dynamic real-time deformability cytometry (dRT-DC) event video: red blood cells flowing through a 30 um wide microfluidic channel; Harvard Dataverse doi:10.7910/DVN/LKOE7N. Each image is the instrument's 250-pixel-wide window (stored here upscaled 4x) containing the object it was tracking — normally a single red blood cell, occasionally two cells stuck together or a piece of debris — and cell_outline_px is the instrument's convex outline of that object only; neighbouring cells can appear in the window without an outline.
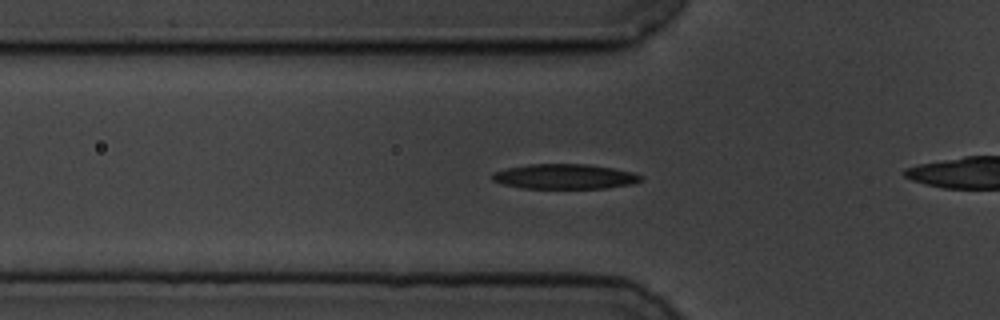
{"species": "common noctule bat (a hibernating species)", "species_latin": "Nyctalus noctula", "temperature_condition": "cold", "stored_images_in_passage": 30, "camera_frame_rate_fps": 3000, "um_per_image_px": 0.085, "animal": {"sex": "male", "body_mass_g": 19.5, "forearm_length_mm": 54.6}, "frame": {"image": 1, "passage_image": 2, "time_ms": 0.333, "image_size_px": [1000, 320], "cell_outline_px": [[644, 180], [636, 184], [604, 188], [520, 188], [504, 184], [492, 180], [492, 172], [508, 168], [532, 164], [588, 164], [612, 168], [632, 172], [644, 176]], "centroid_in_image_um": [48.06, 15.01], "position_along_channel_um": 77.7, "area_um2": 21.68}}
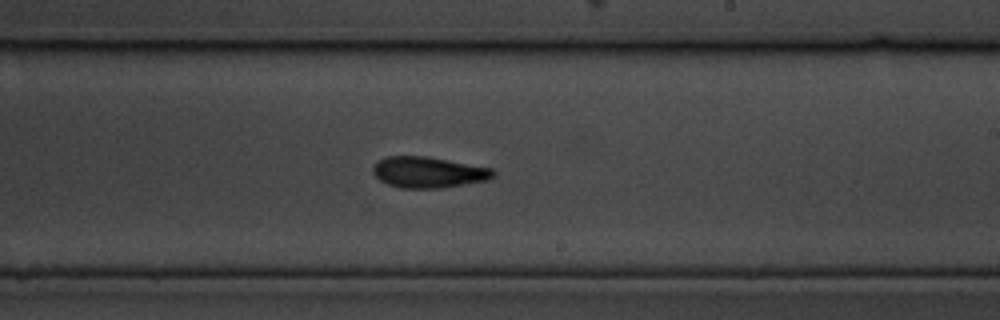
{"frame": {"image": 2, "passage_image": 17, "time_ms": 5.333, "image_size_px": [1000, 320], "cell_outline_px": [[496, 176], [488, 180], [440, 188], [400, 188], [388, 184], [380, 180], [372, 172], [372, 168], [376, 160], [388, 156], [428, 156], [492, 168], [496, 172]], "centroid_in_image_um": [36.41, 14.63], "position_along_channel_um": 252.6, "area_um2": 21.91}}
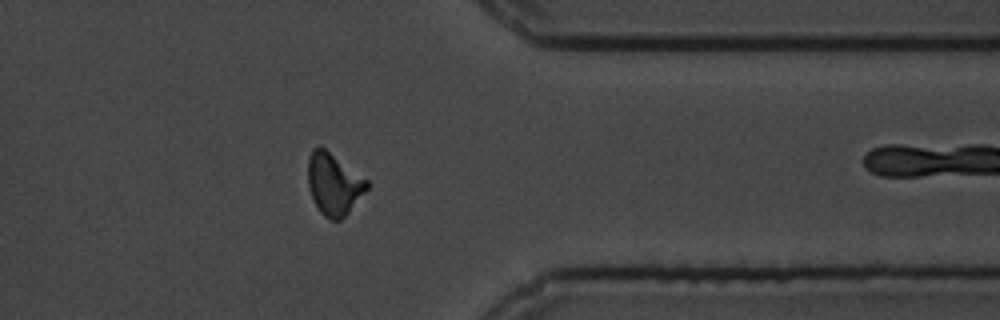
{"frame": {"image": 3, "passage_image": 29, "time_ms": 9.333, "image_size_px": [1000, 320], "cell_outline_px": [[368, 188], [348, 212], [340, 220], [332, 220], [324, 216], [320, 212], [312, 196], [308, 184], [308, 156], [312, 148], [320, 144], [368, 180]], "centroid_in_image_um": [28.35, 15.6], "position_along_channel_um": 383.0, "area_um2": 21.15}}